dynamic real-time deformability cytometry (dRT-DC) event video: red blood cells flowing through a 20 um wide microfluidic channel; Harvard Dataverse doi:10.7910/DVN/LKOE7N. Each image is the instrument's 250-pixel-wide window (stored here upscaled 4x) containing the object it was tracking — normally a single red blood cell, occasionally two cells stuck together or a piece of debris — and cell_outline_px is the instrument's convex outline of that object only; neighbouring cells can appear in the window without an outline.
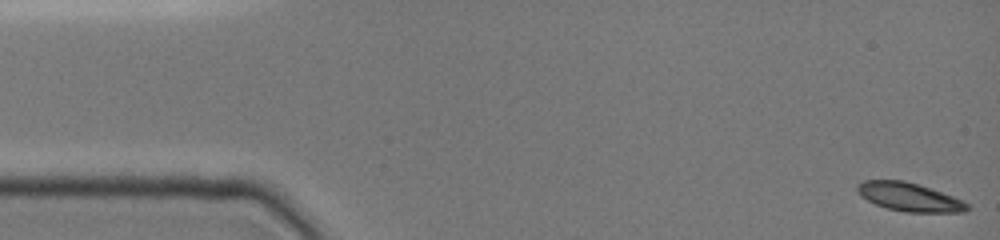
{"species": "common noctule bat (a hibernating species)", "species_latin": "Nyctalus noctula", "temperature_condition": "cold", "stored_images_in_passage": 58, "camera_frame_rate_fps": 3000, "um_per_image_px": 0.085, "animal": {"sex": "female", "body_mass_g": 19.0, "forearm_length_mm": 51.5}, "frame": {"image": 1, "passage_image": 1, "time_ms": 0.0, "image_size_px": [1000, 240], "cell_outline_px": [[972, 208], [964, 212], [904, 212], [888, 208], [876, 204], [860, 196], [856, 188], [864, 180], [904, 180], [964, 200]], "centroid_in_image_um": [77.31, 16.76], "position_along_channel_um": 7.7, "area_um2": 18.03}}
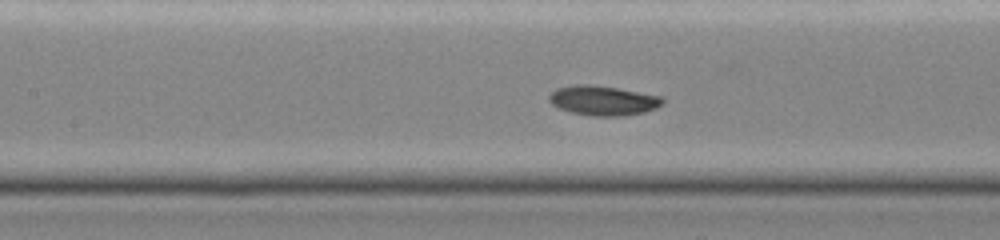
{"frame": {"image": 2, "passage_image": 31, "time_ms": 7.0, "image_size_px": [1000, 240], "cell_outline_px": [[664, 104], [656, 108], [644, 112], [624, 116], [592, 116], [572, 112], [560, 108], [552, 104], [548, 100], [548, 96], [556, 88], [576, 84], [588, 84], [616, 88], [664, 96]], "centroid_in_image_um": [51.29, 8.54], "position_along_channel_um": 156.1, "area_um2": 19.71}}
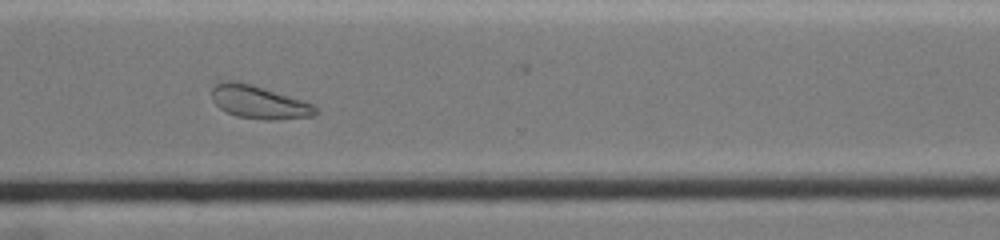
{"frame": {"image": 3, "passage_image": 57, "time_ms": 12.0, "image_size_px": [1000, 240], "cell_outline_px": [[320, 112], [316, 116], [268, 120], [264, 120], [236, 116], [220, 108], [212, 100], [212, 88], [216, 84], [224, 80], [232, 80], [252, 84], [304, 100], [312, 104]], "centroid_in_image_um": [22.04, 8.68], "position_along_channel_um": 348.6, "area_um2": 20.11}}